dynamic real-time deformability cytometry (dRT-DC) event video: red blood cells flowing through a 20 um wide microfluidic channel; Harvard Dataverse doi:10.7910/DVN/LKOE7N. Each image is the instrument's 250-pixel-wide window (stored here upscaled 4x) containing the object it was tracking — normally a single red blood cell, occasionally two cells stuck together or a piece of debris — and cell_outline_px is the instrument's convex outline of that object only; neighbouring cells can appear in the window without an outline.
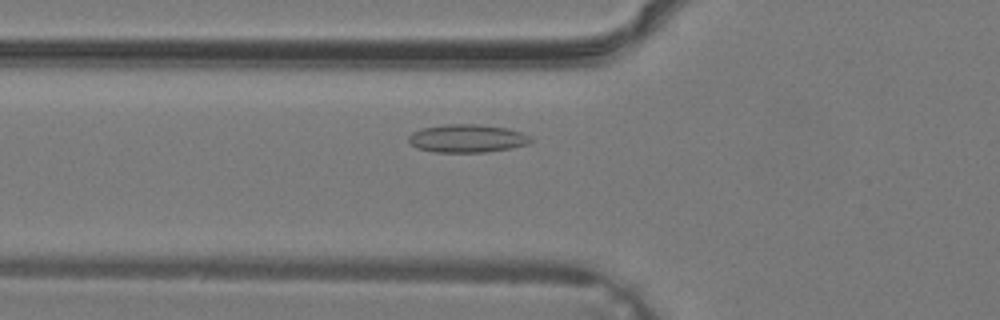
{"species": "common noctule bat (a hibernating species)", "species_latin": "Nyctalus noctula", "temperature_condition": "warm", "stored_images_in_passage": 28, "camera_frame_rate_fps": 3000, "um_per_image_px": 0.085, "animal": {"sex": "male", "body_mass_g": 19.2, "forearm_length_mm": 51.8}, "frame": {"image": 1, "passage_image": 4, "time_ms": 1.0, "image_size_px": [1000, 320], "cell_outline_px": [[532, 140], [528, 144], [512, 148], [488, 152], [432, 152], [416, 148], [408, 140], [408, 136], [412, 132], [424, 128], [444, 124], [476, 124], [508, 128], [532, 136]], "centroid_in_image_um": [39.72, 11.77], "position_along_channel_um": 86.1, "area_um2": 20.11}}
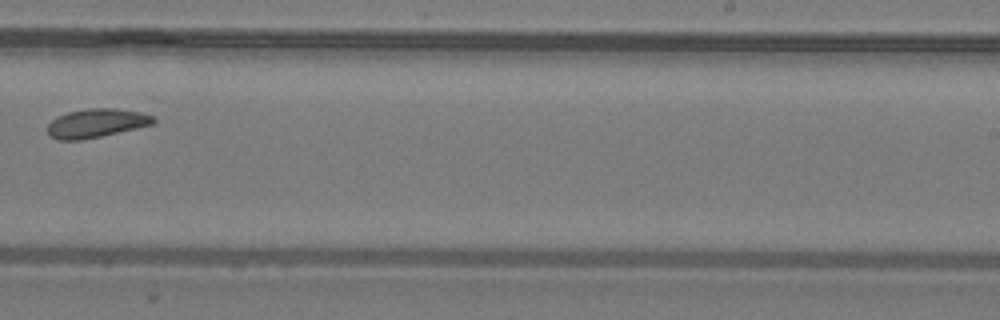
{"frame": {"image": 2, "passage_image": 15, "time_ms": 4.667, "image_size_px": [1000, 320], "cell_outline_px": [[156, 124], [100, 136], [80, 140], [56, 140], [48, 136], [48, 124], [56, 116], [68, 112], [88, 108], [116, 108], [140, 112], [152, 116], [156, 120]], "centroid_in_image_um": [8.17, 10.47], "position_along_channel_um": 280.8, "area_um2": 17.86}}
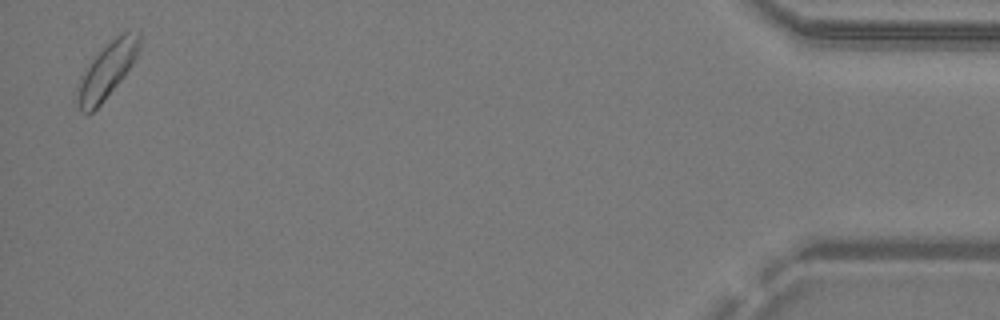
{"frame": {"image": 3, "passage_image": 28, "time_ms": 9.0, "image_size_px": [1000, 320], "cell_outline_px": [[140, 44], [136, 56], [132, 64], [124, 76], [100, 104], [92, 112], [80, 112], [80, 84], [84, 68], [120, 32], [140, 28]], "centroid_in_image_um": [9.19, 5.88], "position_along_channel_um": 426.0, "area_um2": 19.25}}